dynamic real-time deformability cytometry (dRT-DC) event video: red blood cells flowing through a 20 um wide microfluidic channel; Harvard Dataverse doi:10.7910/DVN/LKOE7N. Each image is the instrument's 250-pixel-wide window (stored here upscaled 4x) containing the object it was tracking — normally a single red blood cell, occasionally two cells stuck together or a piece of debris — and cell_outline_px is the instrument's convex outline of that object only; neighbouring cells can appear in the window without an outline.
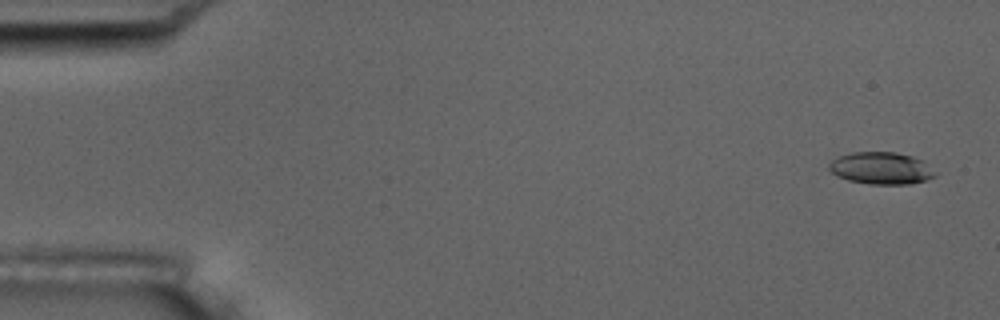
{"species": "common noctule bat (a hibernating species)", "species_latin": "Nyctalus noctula", "temperature_condition": "room temperature", "stored_images_in_passage": 4, "camera_frame_rate_fps": 3000, "um_per_image_px": 0.085, "animal": {"sex": "male", "body_mass_g": 17.5, "forearm_length_mm": 52.3}, "frame": {"image": 1, "passage_image": 1, "time_ms": 0.0, "image_size_px": [1000, 320], "cell_outline_px": [[936, 176], [912, 184], [868, 184], [848, 180], [836, 176], [828, 168], [828, 164], [832, 160], [840, 156], [852, 152], [896, 152], [912, 156], [924, 160], [936, 172]], "centroid_in_image_um": [74.91, 14.3], "position_along_channel_um": 10.1, "area_um2": 20.0}}
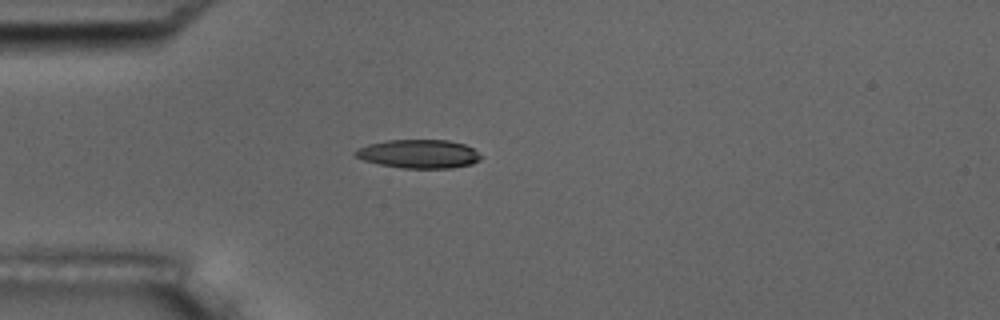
{"frame": {"image": 2, "passage_image": 4, "time_ms": 4.333, "image_size_px": [1000, 320], "cell_outline_px": [[480, 160], [472, 164], [452, 168], [404, 168], [380, 164], [364, 160], [356, 156], [352, 152], [356, 148], [368, 144], [388, 140], [448, 140], [464, 144], [472, 148], [480, 156]], "centroid_in_image_um": [35.57, 13.08], "position_along_channel_um": 49.4, "area_um2": 20.87}}